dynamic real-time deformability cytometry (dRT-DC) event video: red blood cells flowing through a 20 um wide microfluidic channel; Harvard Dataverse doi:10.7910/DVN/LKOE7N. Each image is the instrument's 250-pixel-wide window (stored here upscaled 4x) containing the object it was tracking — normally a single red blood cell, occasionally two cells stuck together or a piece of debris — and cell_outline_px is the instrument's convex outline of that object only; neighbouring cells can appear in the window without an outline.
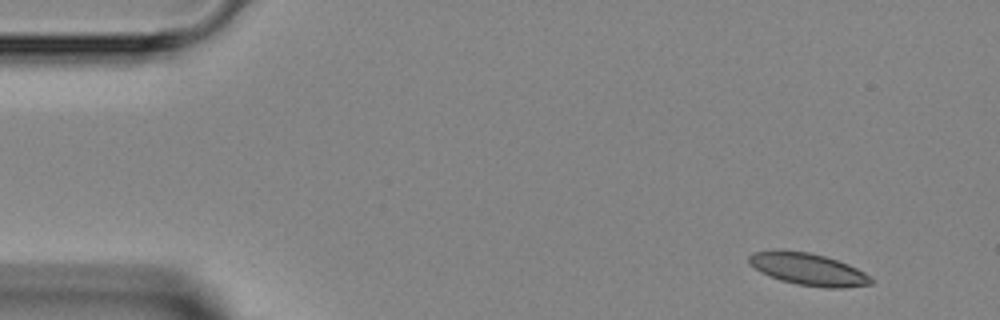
{"species": "Egyptian fruit bat (a non-hibernating species)", "species_latin": "Rousettus aegyptiacus", "temperature_condition": "room temperature", "stored_images_in_passage": 44, "camera_frame_rate_fps": 3000, "um_per_image_px": 0.085, "animal": {"sex": "female"}, "frame": {"image": 1, "passage_image": 1, "time_ms": 0.0, "image_size_px": [1000, 320], "cell_outline_px": [[872, 284], [844, 288], [824, 288], [796, 284], [780, 280], [760, 272], [748, 260], [748, 256], [752, 252], [776, 248], [808, 252], [824, 256], [848, 264], [864, 272], [872, 280]], "centroid_in_image_um": [68.65, 22.87], "position_along_channel_um": 16.4, "area_um2": 23.0}}
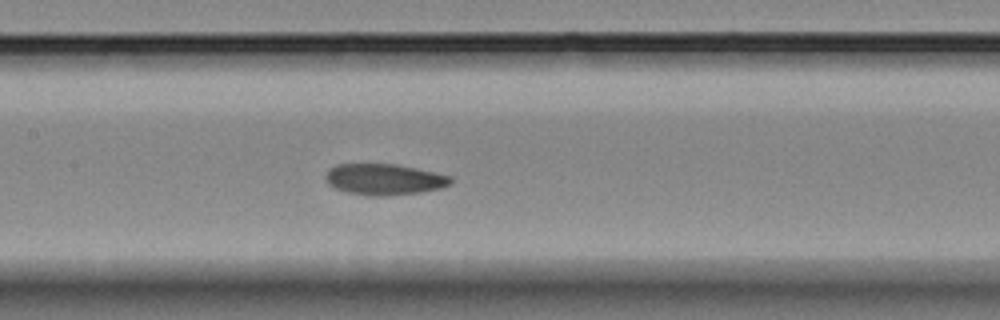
{"frame": {"image": 2, "passage_image": 19, "time_ms": 6.0, "image_size_px": [1000, 320], "cell_outline_px": [[452, 184], [440, 188], [420, 192], [384, 196], [372, 196], [348, 192], [336, 188], [328, 184], [324, 176], [328, 168], [336, 164], [396, 164], [416, 168], [452, 176]], "centroid_in_image_um": [32.65, 15.24], "position_along_channel_um": 174.8, "area_um2": 22.72}}
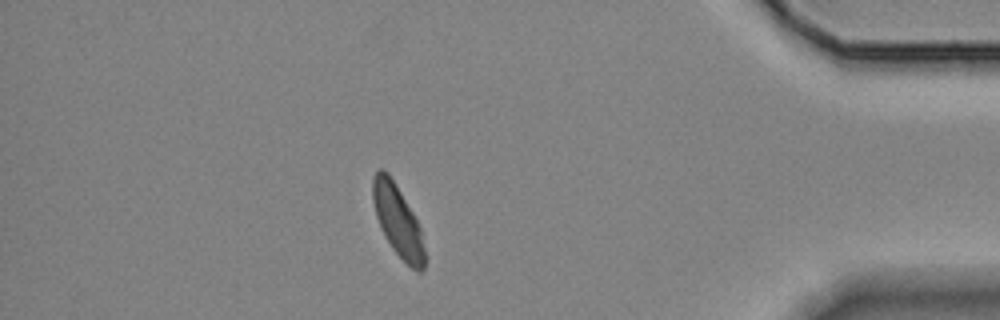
{"frame": {"image": 3, "passage_image": 38, "time_ms": 12.333, "image_size_px": [1000, 320], "cell_outline_px": [[424, 268], [420, 272], [416, 272], [392, 248], [384, 236], [380, 228], [376, 216], [372, 200], [372, 176], [380, 168], [384, 168], [388, 172], [412, 212], [420, 228], [424, 248]], "centroid_in_image_um": [33.77, 18.74], "position_along_channel_um": 401.4, "area_um2": 21.27}}